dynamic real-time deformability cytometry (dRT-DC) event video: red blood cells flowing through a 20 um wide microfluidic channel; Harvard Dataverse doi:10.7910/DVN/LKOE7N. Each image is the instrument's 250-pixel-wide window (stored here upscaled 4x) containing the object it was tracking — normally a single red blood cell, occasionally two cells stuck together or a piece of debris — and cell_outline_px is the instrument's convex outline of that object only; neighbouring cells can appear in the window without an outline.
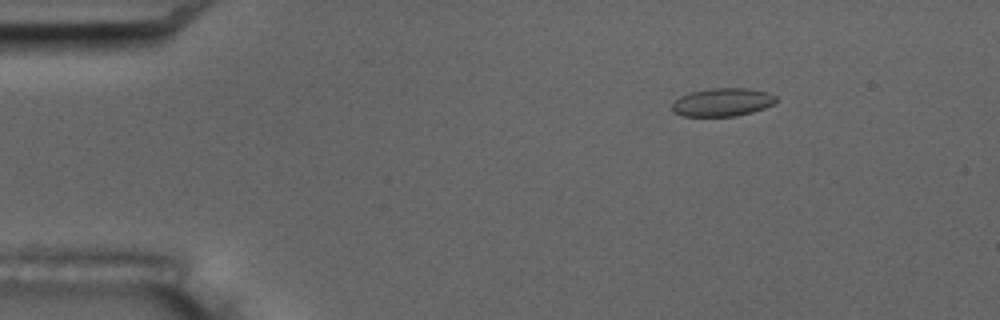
{"species": "common noctule bat (a hibernating species)", "species_latin": "Nyctalus noctula", "temperature_condition": "room temperature", "stored_images_in_passage": 8, "camera_frame_rate_fps": 3000, "um_per_image_px": 0.085, "animal": {"sex": "male", "body_mass_g": 17.5, "forearm_length_mm": 52.3}, "frame": {"image": 1, "passage_image": 3, "time_ms": 2.0, "image_size_px": [1000, 320], "cell_outline_px": [[776, 100], [772, 104], [764, 108], [752, 112], [736, 116], [680, 116], [672, 112], [672, 104], [680, 96], [692, 92], [712, 88], [748, 88], [768, 92], [776, 96]], "centroid_in_image_um": [61.39, 8.69], "position_along_channel_um": 23.6, "area_um2": 17.05}}
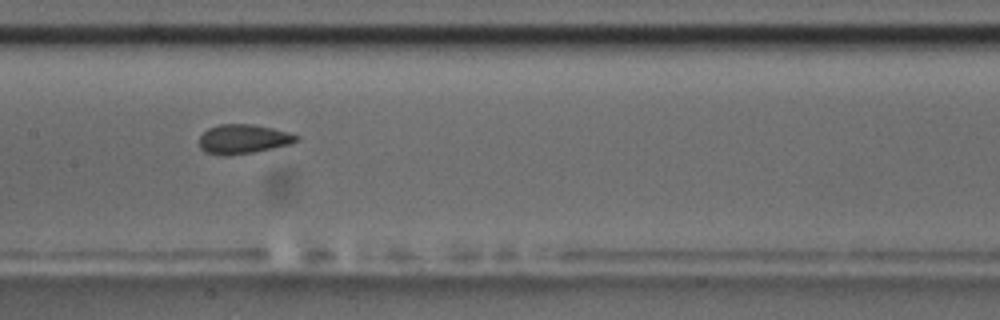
{"frame": {"image": 2, "passage_image": 8, "time_ms": 8.667, "image_size_px": [1000, 320], "cell_outline_px": [[300, 140], [292, 144], [252, 152], [224, 156], [204, 152], [200, 148], [200, 136], [208, 128], [220, 124], [252, 124], [272, 128], [288, 132], [300, 136]], "centroid_in_image_um": [20.69, 11.82], "position_along_channel_um": 186.7, "area_um2": 16.65}}